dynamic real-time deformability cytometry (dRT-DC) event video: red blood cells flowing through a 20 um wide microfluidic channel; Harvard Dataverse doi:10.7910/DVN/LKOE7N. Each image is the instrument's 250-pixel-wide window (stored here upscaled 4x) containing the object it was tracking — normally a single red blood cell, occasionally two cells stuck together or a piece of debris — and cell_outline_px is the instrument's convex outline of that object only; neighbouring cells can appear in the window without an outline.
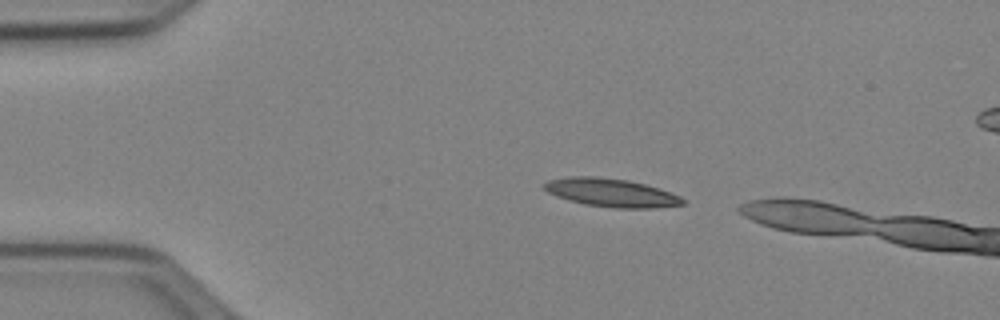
{"species": "Egyptian fruit bat (a non-hibernating species)", "species_latin": "Rousettus aegyptiacus", "temperature_condition": "cold", "stored_images_in_passage": 36, "camera_frame_rate_fps": 3000, "um_per_image_px": 0.085, "animal": {"sex": "female"}, "frame": {"image": 1, "passage_image": 1, "time_ms": 0.0, "image_size_px": [1000, 320], "cell_outline_px": [[684, 204], [652, 208], [616, 208], [584, 204], [556, 196], [548, 192], [544, 188], [544, 184], [548, 180], [568, 176], [596, 176], [628, 180], [644, 184], [680, 196], [684, 200]], "centroid_in_image_um": [51.91, 16.37], "position_along_channel_um": 33.1, "area_um2": 22.6}}
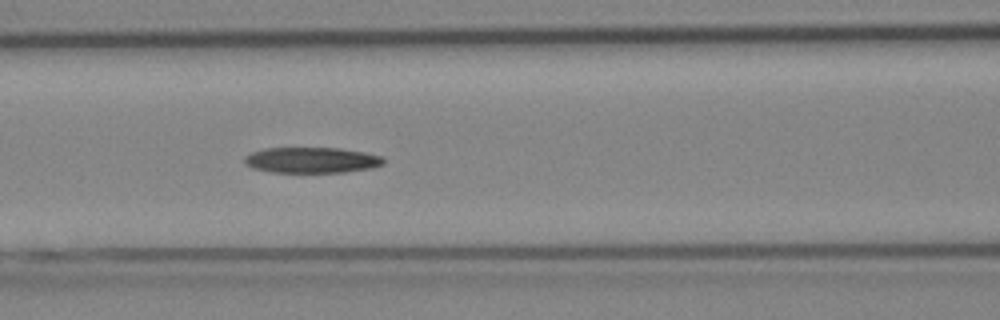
{"frame": {"image": 2, "passage_image": 13, "time_ms": 4.0, "image_size_px": [1000, 320], "cell_outline_px": [[384, 164], [372, 168], [344, 172], [272, 172], [252, 168], [244, 164], [244, 156], [252, 152], [264, 148], [340, 148], [364, 152], [380, 156], [384, 160]], "centroid_in_image_um": [26.46, 13.61], "position_along_channel_um": 140.1, "area_um2": 20.87}}
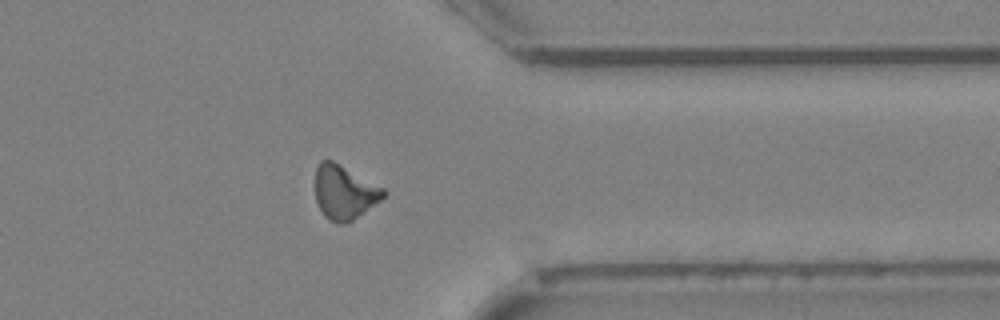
{"frame": {"image": 3, "passage_image": 32, "time_ms": 10.333, "image_size_px": [1000, 320], "cell_outline_px": [[388, 192], [380, 200], [348, 224], [344, 224], [328, 220], [324, 216], [316, 200], [316, 168], [320, 160], [332, 160], [384, 188]], "centroid_in_image_um": [29.27, 16.35], "position_along_channel_um": 382.1, "area_um2": 21.33}}